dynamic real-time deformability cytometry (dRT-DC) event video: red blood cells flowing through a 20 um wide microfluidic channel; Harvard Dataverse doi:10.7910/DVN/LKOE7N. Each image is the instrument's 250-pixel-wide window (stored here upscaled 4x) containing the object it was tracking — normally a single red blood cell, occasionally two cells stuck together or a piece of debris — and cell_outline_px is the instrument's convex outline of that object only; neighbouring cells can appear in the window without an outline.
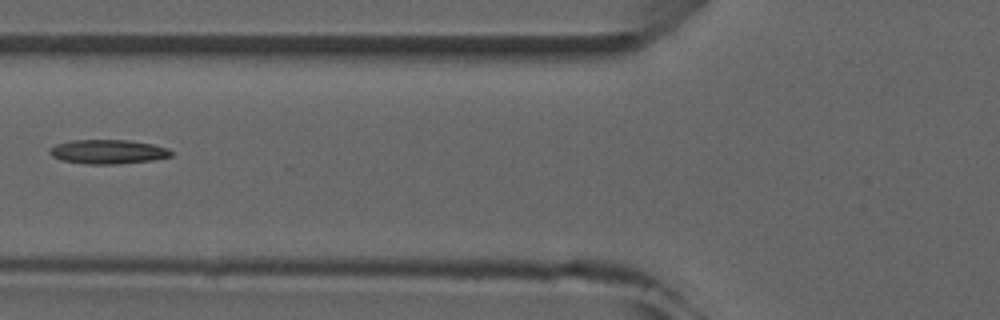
{"species": "common noctule bat (a hibernating species)", "species_latin": "Nyctalus noctula", "temperature_condition": "room temperature", "stored_images_in_passage": 6, "camera_frame_rate_fps": 3000, "um_per_image_px": 0.085, "animal": {"sex": "male", "forearm_length_mm": 52.5}, "frame": {"image": 1, "passage_image": 6, "time_ms": 6.667, "image_size_px": [1000, 320], "cell_outline_px": [[172, 156], [152, 160], [116, 164], [84, 164], [60, 160], [52, 156], [48, 152], [48, 148], [56, 144], [72, 140], [128, 140], [152, 144], [168, 148], [172, 152]], "centroid_in_image_um": [9.13, 12.9], "position_along_channel_um": 116.7, "area_um2": 17.22}}